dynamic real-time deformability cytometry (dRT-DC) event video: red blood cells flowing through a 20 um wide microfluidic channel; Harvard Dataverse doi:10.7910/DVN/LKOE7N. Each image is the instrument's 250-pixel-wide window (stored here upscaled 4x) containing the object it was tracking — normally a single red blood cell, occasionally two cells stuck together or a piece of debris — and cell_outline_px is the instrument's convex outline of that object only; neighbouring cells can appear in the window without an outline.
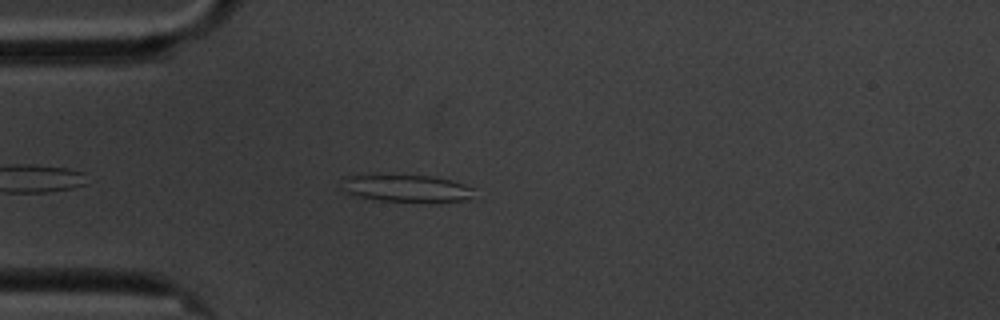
{"species": "common noctule bat (a hibernating species)", "species_latin": "Nyctalus noctula", "temperature_condition": "cold", "stored_images_in_passage": 37, "camera_frame_rate_fps": 3000, "um_per_image_px": 0.085, "animal": {"sex": "male", "body_mass_g": 20.1, "forearm_length_mm": 53.5}, "frame": {"image": 1, "passage_image": 1, "time_ms": 0.0, "image_size_px": [1000, 320], "cell_outline_px": [[476, 188], [472, 196], [464, 200], [380, 200], [352, 196], [340, 188], [344, 176], [380, 172], [432, 176], [452, 180]], "centroid_in_image_um": [34.41, 15.92], "position_along_channel_um": 50.6, "area_um2": 21.56}}
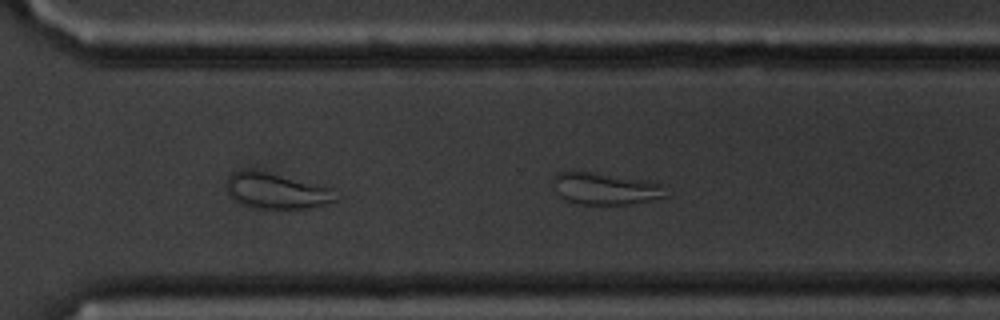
{"frame": {"image": 2, "passage_image": 18, "time_ms": 5.667, "image_size_px": [1000, 320], "cell_outline_px": [[668, 196], [652, 200], [628, 204], [580, 204], [568, 200], [560, 196], [556, 192], [552, 180], [552, 176], [556, 172], [592, 172], [648, 180], [656, 184]], "centroid_in_image_um": [51.38, 16.03], "position_along_channel_um": 319.2, "area_um2": 20.63}}
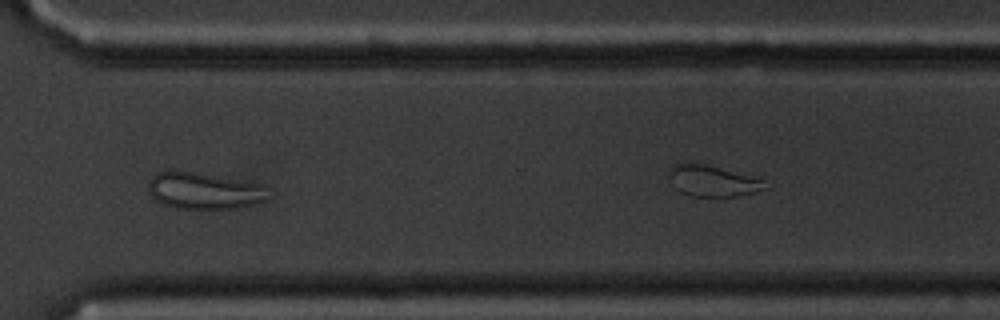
{"frame": {"image": 3, "passage_image": 21, "time_ms": 6.667, "image_size_px": [1000, 320], "cell_outline_px": [[272, 196], [268, 200], [236, 208], [176, 208], [164, 204], [156, 200], [148, 192], [148, 184], [152, 176], [156, 172], [168, 168], [172, 168], [244, 180], [260, 184]], "centroid_in_image_um": [17.31, 16.17], "position_along_channel_um": 353.3, "area_um2": 26.07}}